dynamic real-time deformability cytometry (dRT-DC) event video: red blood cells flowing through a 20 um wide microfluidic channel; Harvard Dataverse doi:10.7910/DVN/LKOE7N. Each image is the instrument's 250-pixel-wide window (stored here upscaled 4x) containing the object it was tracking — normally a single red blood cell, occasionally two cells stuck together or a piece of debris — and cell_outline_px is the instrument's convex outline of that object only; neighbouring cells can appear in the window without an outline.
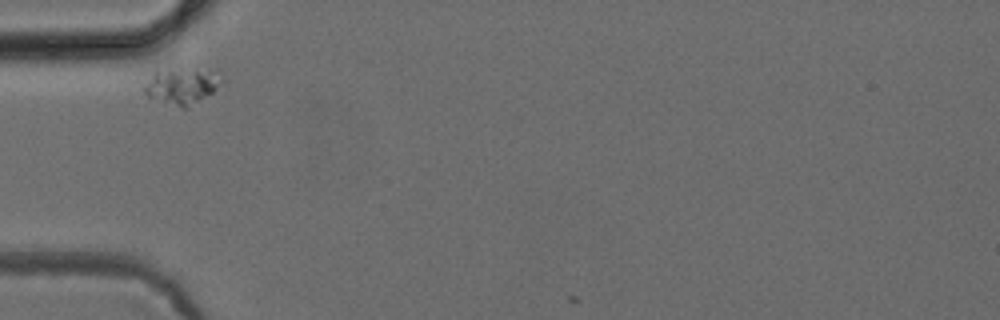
{"species": "common noctule bat (a hibernating species)", "species_latin": "Nyctalus noctula", "temperature_condition": "cold", "stored_images_in_passage": 2, "camera_frame_rate_fps": 3000, "um_per_image_px": 0.085, "animal": {"sex": "female", "body_mass_g": 24.6, "forearm_length_mm": 56.2}, "frame": {"image": 1, "passage_image": 1, "time_ms": 0.0, "image_size_px": [1000, 320], "cell_outline_px": [[220, 80], [216, 88], [212, 92], [188, 108], [184, 108], [148, 96], [144, 92], [144, 88], [152, 76], [156, 72], [208, 68], [220, 72]], "centroid_in_image_um": [15.53, 7.31], "position_along_channel_um": 69.5, "area_um2": 15.49}}
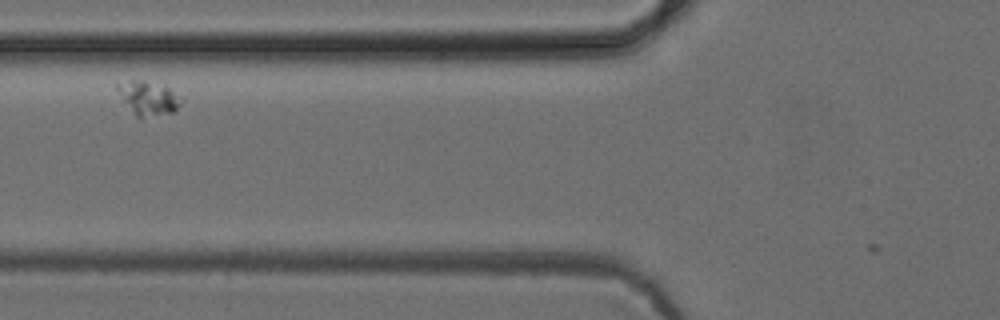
{"frame": {"image": 2, "passage_image": 2, "time_ms": 1.333, "image_size_px": [1000, 320], "cell_outline_px": [[184, 100], [172, 112], [140, 120], [136, 116], [124, 100], [116, 88], [116, 84], [132, 76], [168, 88]], "centroid_in_image_um": [12.56, 8.31], "position_along_channel_um": 113.2, "area_um2": 12.77}}